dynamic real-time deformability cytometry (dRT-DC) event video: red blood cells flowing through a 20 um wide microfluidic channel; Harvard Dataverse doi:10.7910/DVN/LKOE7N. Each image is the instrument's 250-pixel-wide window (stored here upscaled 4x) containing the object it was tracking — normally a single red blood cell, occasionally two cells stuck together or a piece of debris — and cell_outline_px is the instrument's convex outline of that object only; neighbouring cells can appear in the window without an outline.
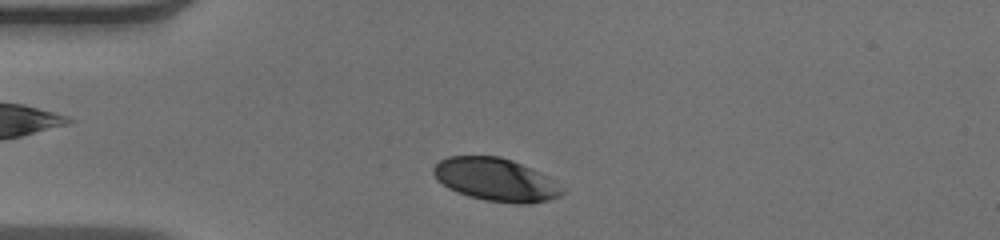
{"species": "human", "species_latin": "Homo sapiens", "temperature_condition": "warm", "stored_images_in_passage": 36, "camera_frame_rate_fps": 3000, "um_per_image_px": 0.085, "donor": {"sex": "male"}, "frame": {"image": 1, "passage_image": 3, "time_ms": 0.667, "image_size_px": [1000, 240], "cell_outline_px": [[564, 192], [560, 196], [548, 200], [528, 204], [516, 204], [484, 200], [468, 196], [448, 188], [436, 180], [432, 172], [432, 168], [440, 160], [448, 156], [500, 156], [512, 160], [532, 168], [544, 176]], "centroid_in_image_um": [42.05, 15.27], "position_along_channel_um": 42.9, "area_um2": 31.91}}
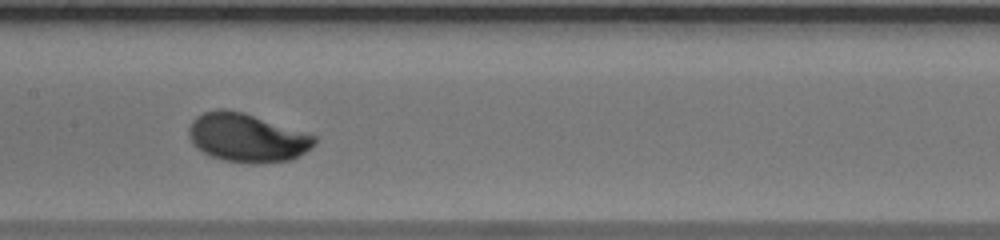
{"frame": {"image": 2, "passage_image": 16, "time_ms": 5.0, "image_size_px": [1000, 240], "cell_outline_px": [[316, 144], [292, 160], [260, 164], [252, 164], [224, 160], [212, 156], [196, 148], [188, 136], [188, 128], [192, 120], [196, 116], [204, 112], [216, 108], [224, 108], [244, 112], [316, 136]], "centroid_in_image_um": [20.97, 11.7], "position_along_channel_um": 186.4, "area_um2": 35.78}}
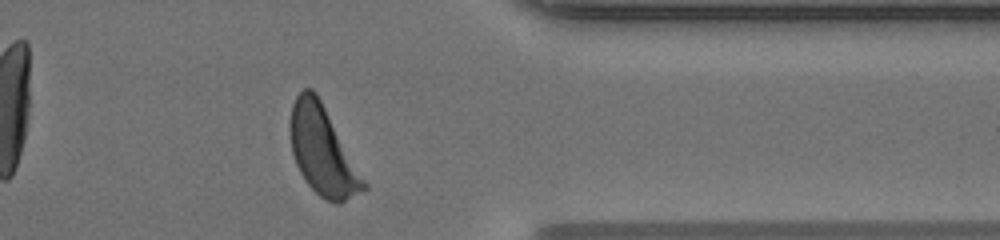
{"frame": {"image": 3, "passage_image": 32, "time_ms": 10.333, "image_size_px": [1000, 240], "cell_outline_px": [[368, 188], [340, 204], [336, 204], [320, 196], [304, 180], [296, 164], [292, 152], [288, 128], [288, 124], [292, 104], [296, 96], [304, 88], [312, 88], [316, 92], [368, 184]], "centroid_in_image_um": [27.4, 12.82], "position_along_channel_um": 384.0, "area_um2": 37.92}, "authors_computed_cell_mechanics": {"area_um2": 34.9401, "velocity_mm_per_s": 3.9148, "shape_relaxation_time_tau1_ms": 2.4905, "shape_relaxation_time_tau2_ms": null, "deformation_change_tau1": 0.1475, "deformation_change_tau2": null}}